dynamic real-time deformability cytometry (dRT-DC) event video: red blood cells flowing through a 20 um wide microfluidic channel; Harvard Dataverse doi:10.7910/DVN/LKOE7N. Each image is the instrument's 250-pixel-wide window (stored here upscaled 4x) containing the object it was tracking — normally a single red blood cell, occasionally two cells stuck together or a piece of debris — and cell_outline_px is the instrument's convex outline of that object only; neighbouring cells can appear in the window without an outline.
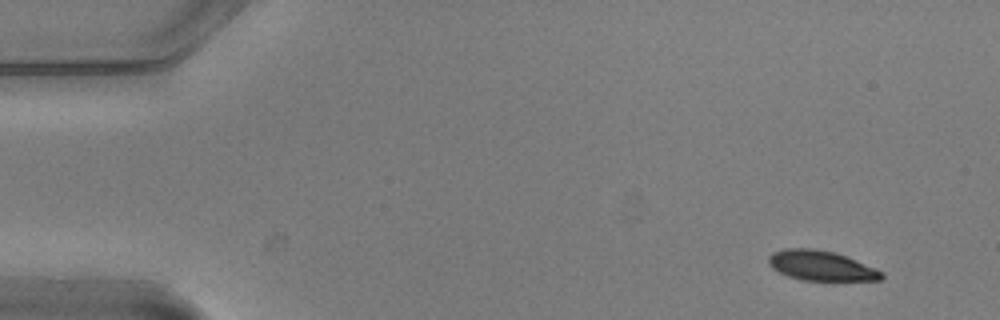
{"species": "common noctule bat (a hibernating species)", "species_latin": "Nyctalus noctula", "temperature_condition": "warm", "stored_images_in_passage": 6, "camera_frame_rate_fps": 3000, "um_per_image_px": 0.085, "animal": {"sex": "male", "body_mass_g": 20.5, "forearm_length_mm": 52.5}, "frame": {"image": 1, "passage_image": 1, "time_ms": 0.0, "image_size_px": [1000, 320], "cell_outline_px": [[884, 276], [880, 280], [804, 280], [788, 276], [772, 268], [768, 264], [768, 256], [772, 252], [784, 248], [812, 248], [836, 252], [876, 268], [884, 272]], "centroid_in_image_um": [69.78, 22.57], "position_along_channel_um": 15.2, "area_um2": 19.77}}
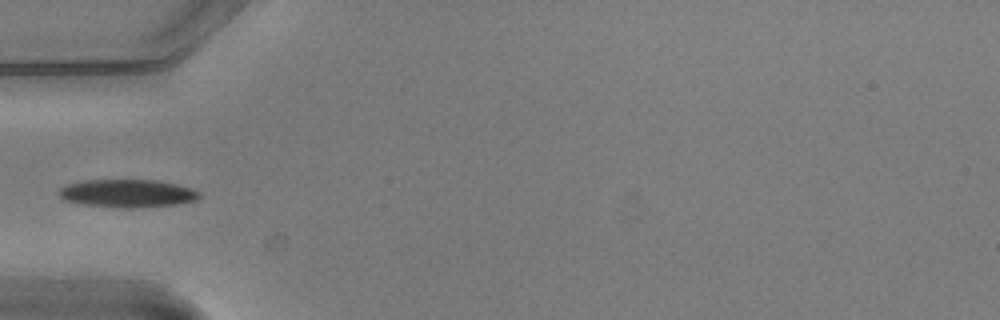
{"frame": {"image": 2, "passage_image": 5, "time_ms": 1.333, "image_size_px": [1000, 320], "cell_outline_px": [[200, 196], [196, 200], [176, 204], [136, 208], [124, 208], [84, 204], [64, 200], [56, 192], [60, 188], [68, 184], [80, 180], [156, 180], [176, 184], [192, 188], [200, 192]], "centroid_in_image_um": [10.82, 16.43], "position_along_channel_um": 74.2, "area_um2": 22.89}}